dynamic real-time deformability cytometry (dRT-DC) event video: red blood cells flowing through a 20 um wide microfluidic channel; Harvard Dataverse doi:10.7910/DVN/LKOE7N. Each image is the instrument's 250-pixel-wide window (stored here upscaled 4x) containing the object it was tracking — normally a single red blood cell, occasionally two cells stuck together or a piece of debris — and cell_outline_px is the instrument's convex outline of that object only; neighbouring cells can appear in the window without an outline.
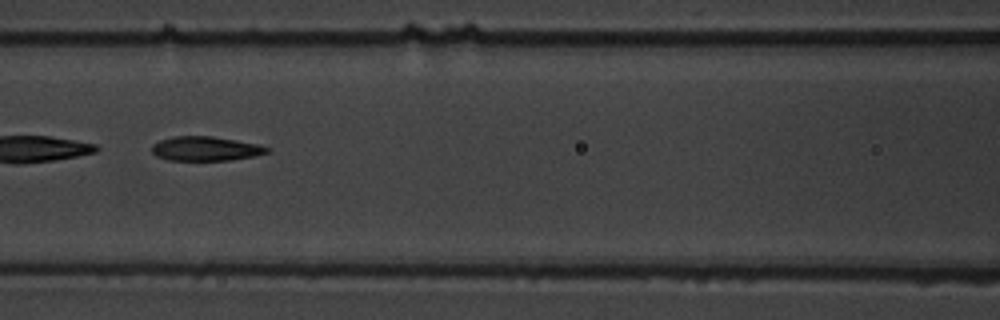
{"species": "common noctule bat (a hibernating species)", "species_latin": "Nyctalus noctula", "temperature_condition": "warm", "stored_images_in_passage": 8, "camera_frame_rate_fps": 3000, "um_per_image_px": 0.085, "animal": {"sex": "male", "body_mass_g": 19.5, "forearm_length_mm": 54.6}, "frame": {"image": 1, "passage_image": 6, "time_ms": 7.0, "image_size_px": [1000, 320], "cell_outline_px": [[268, 152], [256, 156], [232, 160], [168, 160], [156, 156], [152, 152], [152, 144], [160, 140], [172, 136], [212, 136], [260, 144], [268, 148]], "centroid_in_image_um": [17.47, 12.63], "position_along_channel_um": 149.1, "area_um2": 16.42}}